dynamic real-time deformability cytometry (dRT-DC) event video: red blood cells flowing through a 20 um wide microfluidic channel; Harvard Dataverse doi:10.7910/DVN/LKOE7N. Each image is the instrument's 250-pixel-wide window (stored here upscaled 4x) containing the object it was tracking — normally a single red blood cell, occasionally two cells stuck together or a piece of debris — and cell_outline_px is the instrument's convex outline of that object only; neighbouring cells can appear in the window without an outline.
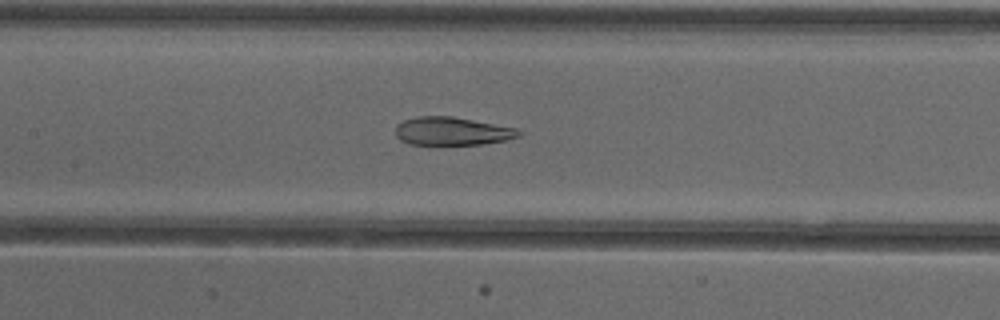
{"species": "common noctule bat (a hibernating species)", "species_latin": "Nyctalus noctula", "temperature_condition": "cold", "stored_images_in_passage": 43, "camera_frame_rate_fps": 3000, "um_per_image_px": 0.085, "animal": {"sex": "female"}, "frame": {"image": 1, "passage_image": 25, "time_ms": 8.0, "image_size_px": [1000, 320], "cell_outline_px": [[524, 132], [520, 136], [508, 140], [484, 144], [436, 148], [408, 144], [400, 140], [396, 136], [396, 124], [404, 120], [416, 116], [452, 116], [520, 128]], "centroid_in_image_um": [38.44, 11.2], "position_along_channel_um": 169.0, "area_um2": 21.68}}
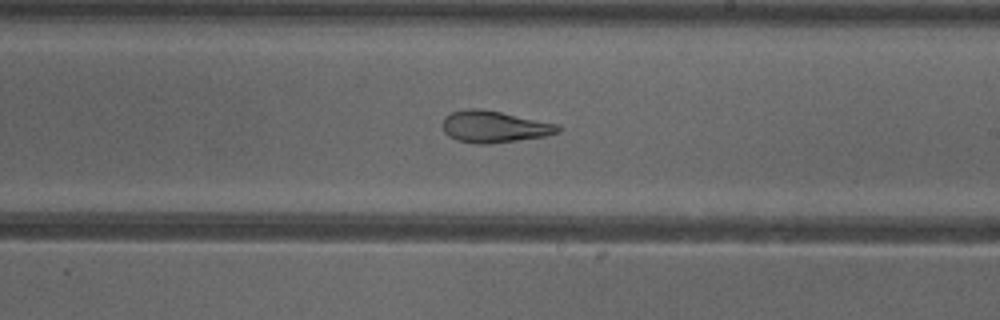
{"frame": {"image": 2, "passage_image": 31, "time_ms": 10.0, "image_size_px": [1000, 320], "cell_outline_px": [[564, 128], [560, 132], [544, 136], [488, 144], [476, 144], [456, 140], [448, 136], [444, 132], [444, 116], [452, 112], [468, 108], [480, 108], [560, 124]], "centroid_in_image_um": [42.03, 10.77], "position_along_channel_um": 247.0, "area_um2": 21.39}}
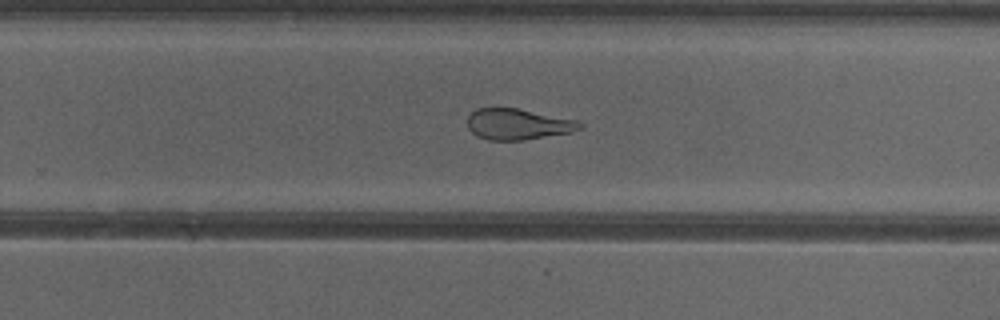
{"frame": {"image": 3, "passage_image": 34, "time_ms": 11.0, "image_size_px": [1000, 320], "cell_outline_px": [[584, 124], [580, 128], [572, 132], [524, 140], [488, 140], [476, 136], [468, 128], [468, 116], [476, 108], [516, 108], [576, 120]], "centroid_in_image_um": [44.0, 10.56], "position_along_channel_um": 285.8, "area_um2": 20.17}}